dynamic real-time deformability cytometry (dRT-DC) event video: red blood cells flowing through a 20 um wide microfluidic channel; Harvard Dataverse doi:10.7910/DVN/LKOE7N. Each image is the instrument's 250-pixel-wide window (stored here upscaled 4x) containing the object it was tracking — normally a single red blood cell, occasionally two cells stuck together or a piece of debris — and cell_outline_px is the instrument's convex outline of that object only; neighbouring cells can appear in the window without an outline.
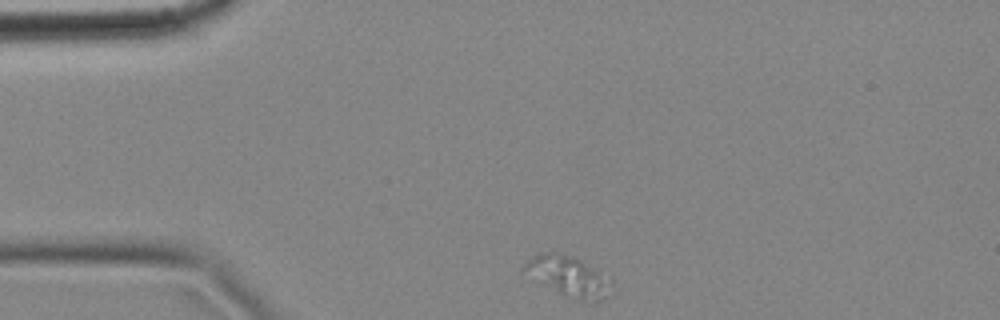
{"species": "common noctule bat (a hibernating species)", "species_latin": "Nyctalus noctula", "temperature_condition": "cold", "stored_images_in_passage": 7, "camera_frame_rate_fps": 3000, "um_per_image_px": 0.085, "animal": {"sex": "female", "body_mass_g": 18.4}, "frame": {"image": 1, "passage_image": 1, "time_ms": 0.0, "image_size_px": [1000, 320], "cell_outline_px": [[612, 284], [608, 296], [596, 304], [592, 304], [580, 300], [560, 292], [524, 268], [524, 264], [532, 256], [544, 252], [556, 252], [572, 256], [580, 260], [612, 280]], "centroid_in_image_um": [48.46, 23.49], "position_along_channel_um": 36.5, "area_um2": 19.36}}
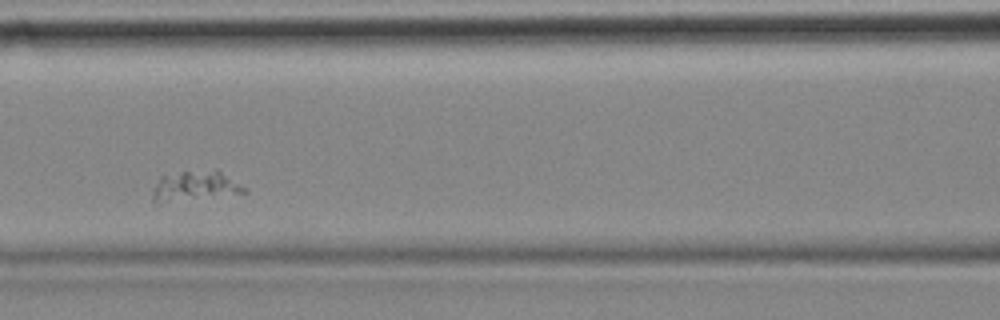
{"frame": {"image": 2, "passage_image": 5, "time_ms": 1.333, "image_size_px": [1000, 320], "cell_outline_px": [[248, 192], [152, 208], [152, 188], [160, 176], [180, 172], [216, 168], [244, 188]], "centroid_in_image_um": [16.41, 15.91], "position_along_channel_um": 150.2, "area_um2": 17.34}}
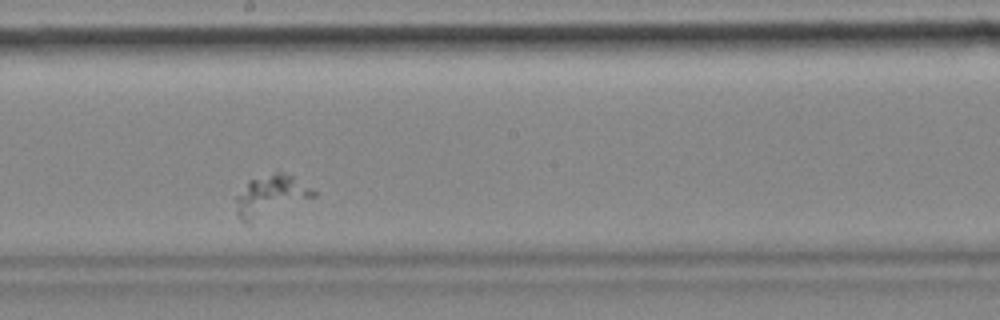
{"frame": {"image": 3, "passage_image": 7, "time_ms": 2.0, "image_size_px": [1000, 320], "cell_outline_px": [[316, 196], [248, 224], [244, 224], [236, 212], [236, 196], [248, 180], [276, 172], [280, 172], [292, 176], [312, 188], [316, 192]], "centroid_in_image_um": [22.98, 16.66], "position_along_channel_um": 225.2, "area_um2": 18.5}}